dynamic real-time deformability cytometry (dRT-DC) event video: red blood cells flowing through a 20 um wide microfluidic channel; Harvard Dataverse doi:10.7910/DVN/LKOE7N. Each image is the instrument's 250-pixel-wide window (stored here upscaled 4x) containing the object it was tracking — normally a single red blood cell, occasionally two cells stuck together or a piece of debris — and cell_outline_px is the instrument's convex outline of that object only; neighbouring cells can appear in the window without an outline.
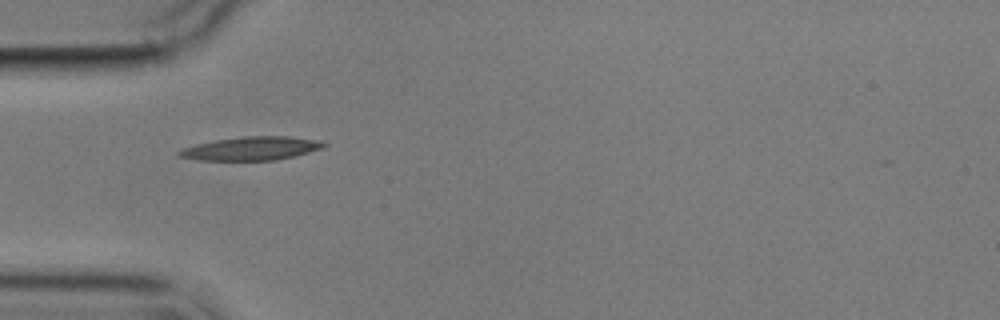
{"species": "common noctule bat (a hibernating species)", "species_latin": "Nyctalus noctula", "temperature_condition": "cold", "stored_images_in_passage": 2, "camera_frame_rate_fps": 3000, "um_per_image_px": 0.085, "animal": {"sex": "male", "body_mass_g": 17.9}, "frame": {"image": 1, "passage_image": 1, "time_ms": 0.0, "image_size_px": [1000, 320], "cell_outline_px": [[328, 144], [324, 148], [276, 160], [196, 160], [176, 156], [176, 152], [184, 148], [196, 144], [216, 140], [244, 136], [288, 136], [320, 140]], "centroid_in_image_um": [21.36, 12.62], "position_along_channel_um": 63.6, "area_um2": 19.83}}
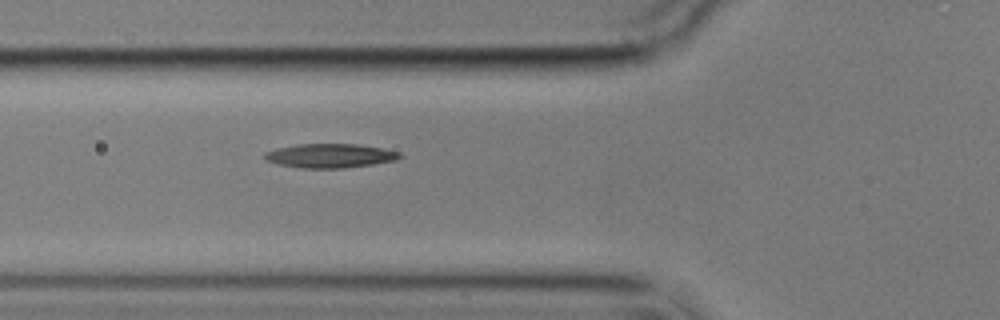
{"frame": {"image": 2, "passage_image": 2, "time_ms": 1.0, "image_size_px": [1000, 320], "cell_outline_px": [[404, 156], [396, 160], [372, 164], [340, 168], [304, 168], [280, 164], [268, 160], [264, 156], [264, 152], [276, 148], [296, 144], [356, 144], [384, 148], [400, 152]], "centroid_in_image_um": [28.09, 13.22], "position_along_channel_um": 97.7, "area_um2": 18.84}}